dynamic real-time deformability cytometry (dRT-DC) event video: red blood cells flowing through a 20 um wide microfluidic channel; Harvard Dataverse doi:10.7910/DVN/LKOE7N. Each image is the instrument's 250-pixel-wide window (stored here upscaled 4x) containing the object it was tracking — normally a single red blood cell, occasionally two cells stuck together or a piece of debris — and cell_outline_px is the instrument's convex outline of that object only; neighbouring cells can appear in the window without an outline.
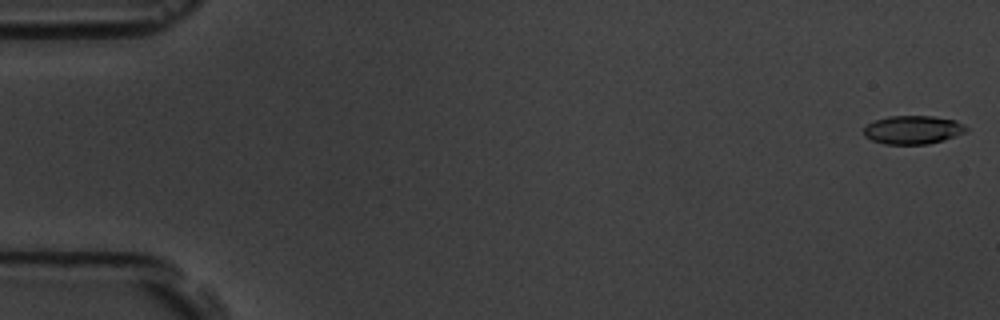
{"species": "common noctule bat (a hibernating species)", "species_latin": "Nyctalus noctula", "temperature_condition": "room temperature", "stored_images_in_passage": 6, "segment_of_instrument_passage": [1, 2], "camera_frame_rate_fps": 3000, "um_per_image_px": 0.085, "animal": {"sex": "male", "body_mass_g": 19.5, "forearm_length_mm": 54.6}, "frame": {"image": 1, "passage_image": 1, "time_ms": 0.0, "image_size_px": [1000, 320], "cell_outline_px": [[968, 128], [964, 132], [944, 140], [928, 144], [884, 144], [872, 140], [864, 136], [864, 128], [868, 124], [876, 120], [888, 116], [932, 116], [956, 120], [964, 124]], "centroid_in_image_um": [77.6, 11.03], "position_along_channel_um": 7.4, "area_um2": 16.94}}